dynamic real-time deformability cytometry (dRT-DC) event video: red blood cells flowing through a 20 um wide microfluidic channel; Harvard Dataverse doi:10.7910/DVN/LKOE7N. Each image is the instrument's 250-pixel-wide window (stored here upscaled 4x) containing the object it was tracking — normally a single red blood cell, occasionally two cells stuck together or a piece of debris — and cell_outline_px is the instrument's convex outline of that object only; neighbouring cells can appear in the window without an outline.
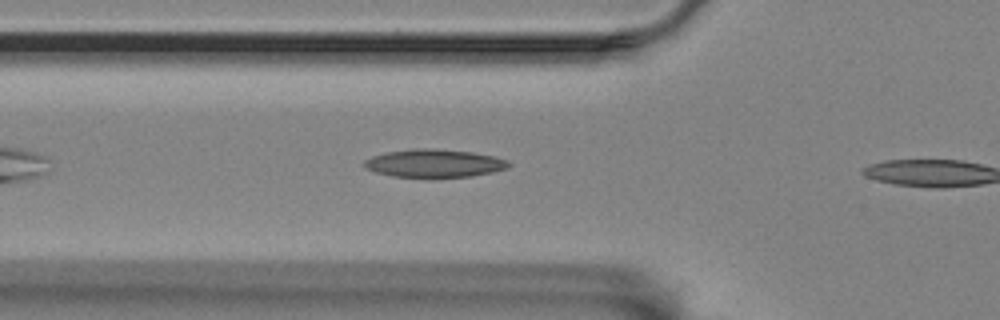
{"species": "Egyptian fruit bat (a non-hibernating species)", "species_latin": "Rousettus aegyptiacus", "temperature_condition": "room temperature", "stored_images_in_passage": 9, "camera_frame_rate_fps": 3000, "um_per_image_px": 0.085, "animal": {"sex": "female"}, "frame": {"image": 1, "passage_image": 8, "time_ms": 2.333, "image_size_px": [1000, 320], "cell_outline_px": [[512, 164], [508, 168], [492, 172], [472, 176], [432, 180], [424, 180], [392, 176], [376, 172], [364, 168], [364, 160], [372, 156], [388, 152], [412, 148], [432, 148], [472, 152], [492, 156], [508, 160]], "centroid_in_image_um": [36.9, 13.92], "position_along_channel_um": 88.9, "area_um2": 24.57}}